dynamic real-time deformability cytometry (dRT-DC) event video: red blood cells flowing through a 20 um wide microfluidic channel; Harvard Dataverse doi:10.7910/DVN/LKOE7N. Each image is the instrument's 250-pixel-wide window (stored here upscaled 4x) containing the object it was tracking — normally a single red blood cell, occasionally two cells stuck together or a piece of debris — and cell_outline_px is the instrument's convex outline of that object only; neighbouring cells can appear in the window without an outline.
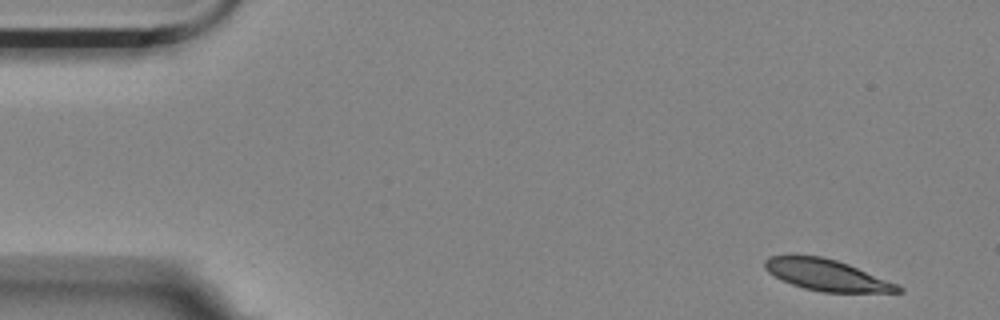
{"species": "Egyptian fruit bat (a non-hibernating species)", "species_latin": "Rousettus aegyptiacus", "temperature_condition": "room temperature", "stored_images_in_passage": 5, "camera_frame_rate_fps": 3000, "um_per_image_px": 0.085, "animal": {"sex": "female"}, "frame": {"image": 1, "passage_image": 1, "time_ms": 0.0, "image_size_px": [1000, 320], "cell_outline_px": [[904, 292], [824, 292], [804, 288], [792, 284], [768, 272], [764, 268], [764, 260], [768, 256], [820, 256], [836, 260], [848, 264], [896, 284], [904, 288]], "centroid_in_image_um": [70.26, 23.38], "position_along_channel_um": 14.7, "area_um2": 23.76}}